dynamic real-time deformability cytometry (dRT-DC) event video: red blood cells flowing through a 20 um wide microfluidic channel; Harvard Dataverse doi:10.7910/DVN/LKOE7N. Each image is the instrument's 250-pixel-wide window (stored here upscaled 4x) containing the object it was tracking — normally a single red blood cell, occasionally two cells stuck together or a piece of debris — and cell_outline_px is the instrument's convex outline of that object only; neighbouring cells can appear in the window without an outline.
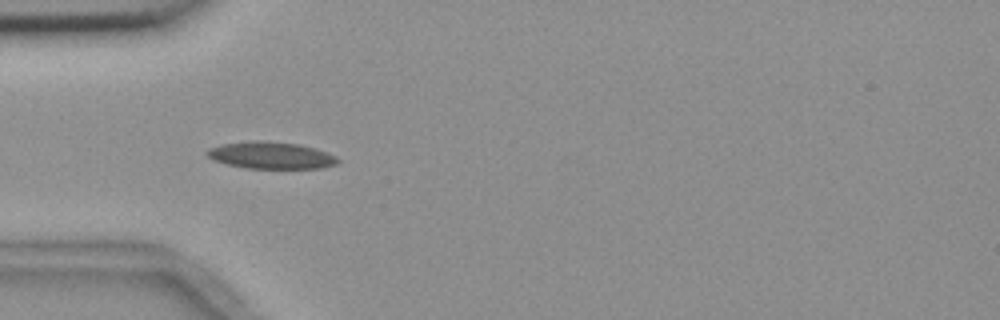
{"species": "common noctule bat (a hibernating species)", "species_latin": "Nyctalus noctula", "temperature_condition": "room temperature", "stored_images_in_passage": 28, "camera_frame_rate_fps": 3000, "um_per_image_px": 0.085, "animal": {"sex": "female", "body_mass_g": 18.4}, "frame": {"image": 1, "passage_image": 5, "time_ms": 1.333, "image_size_px": [1000, 320], "cell_outline_px": [[340, 160], [336, 164], [320, 168], [244, 168], [212, 160], [204, 152], [208, 148], [220, 144], [252, 140], [260, 140], [300, 144], [316, 148], [336, 156]], "centroid_in_image_um": [23.0, 13.19], "position_along_channel_um": 62.0, "area_um2": 20.69}}
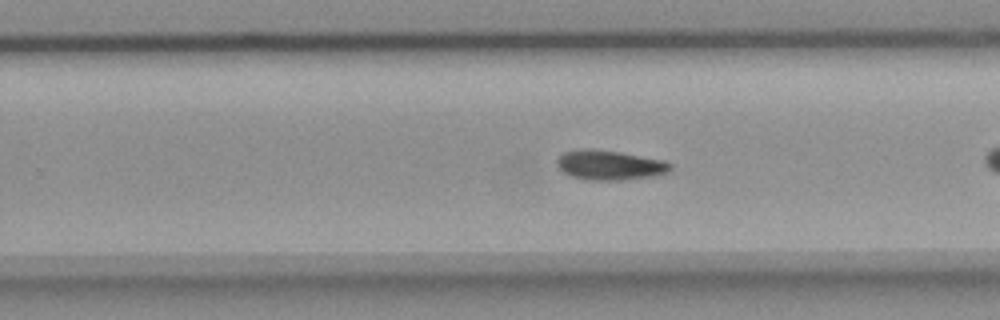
{"frame": {"image": 2, "passage_image": 20, "time_ms": 6.333, "image_size_px": [1000, 320], "cell_outline_px": [[672, 168], [668, 172], [656, 176], [624, 180], [588, 180], [572, 176], [564, 172], [556, 164], [556, 160], [564, 152], [616, 152], [664, 160], [672, 164]], "centroid_in_image_um": [51.92, 14.1], "position_along_channel_um": 277.9, "area_um2": 18.73}}
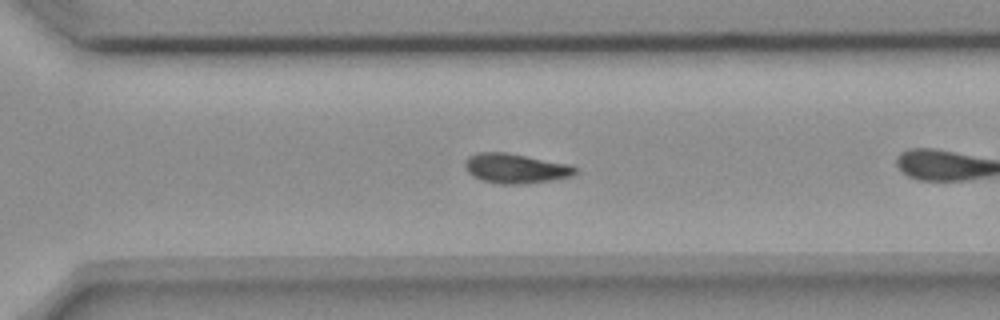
{"frame": {"image": 3, "passage_image": 24, "time_ms": 7.667, "image_size_px": [1000, 320], "cell_outline_px": [[576, 172], [572, 176], [556, 180], [528, 184], [496, 184], [472, 176], [468, 172], [464, 164], [468, 156], [480, 152], [504, 152], [568, 164], [576, 168]], "centroid_in_image_um": [43.82, 14.33], "position_along_channel_um": 326.8, "area_um2": 19.07}}